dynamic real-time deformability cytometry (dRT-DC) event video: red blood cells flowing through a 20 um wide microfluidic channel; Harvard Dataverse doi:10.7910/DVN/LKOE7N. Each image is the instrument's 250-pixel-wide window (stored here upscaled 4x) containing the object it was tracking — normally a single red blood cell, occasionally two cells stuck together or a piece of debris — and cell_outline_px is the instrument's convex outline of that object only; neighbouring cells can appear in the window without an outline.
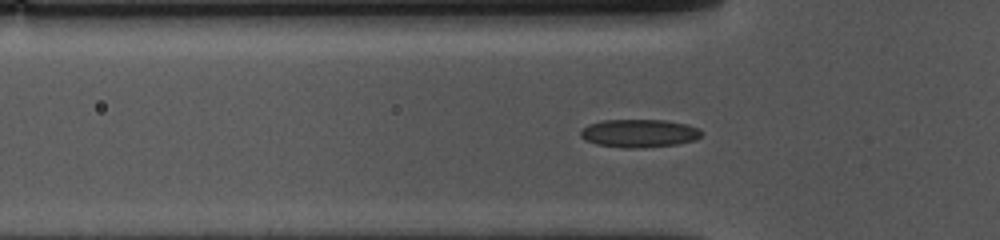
{"species": "common noctule bat (a hibernating species)", "species_latin": "Nyctalus noctula", "temperature_condition": "cold", "stored_images_in_passage": 45, "camera_frame_rate_fps": 3000, "um_per_image_px": 0.085, "animal": {"sex": "female", "body_mass_g": 10.0, "forearm_length_mm": 53.1}, "frame": {"image": 1, "passage_image": 14, "time_ms": 4.333, "image_size_px": [1000, 240], "cell_outline_px": [[704, 132], [696, 140], [676, 144], [636, 148], [624, 148], [596, 144], [584, 140], [580, 136], [580, 132], [588, 124], [600, 120], [664, 120], [688, 124], [700, 128]], "centroid_in_image_um": [54.34, 11.32], "position_along_channel_um": 71.5, "area_um2": 19.94}}
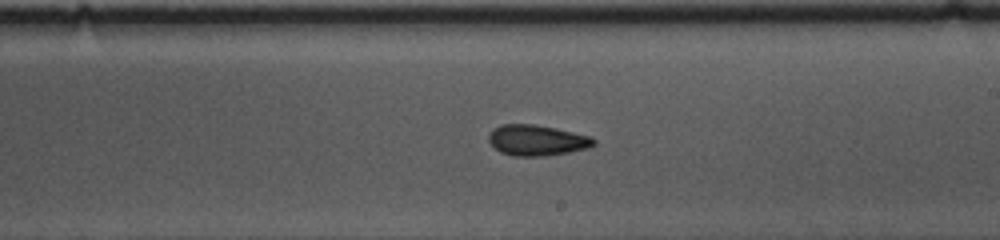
{"frame": {"image": 2, "passage_image": 28, "time_ms": 9.0, "image_size_px": [1000, 240], "cell_outline_px": [[596, 144], [588, 148], [568, 152], [540, 156], [512, 156], [500, 152], [488, 140], [488, 136], [492, 128], [500, 124], [532, 124], [556, 128], [592, 136], [596, 140]], "centroid_in_image_um": [45.63, 11.91], "position_along_channel_um": 243.4, "area_um2": 18.9}}
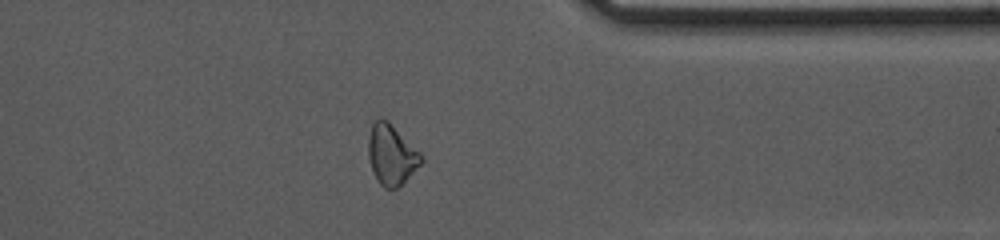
{"frame": {"image": 3, "passage_image": 40, "time_ms": 13.0, "image_size_px": [1000, 240], "cell_outline_px": [[424, 160], [396, 188], [384, 188], [380, 184], [372, 172], [368, 156], [368, 136], [372, 124], [380, 116], [388, 120], [424, 156]], "centroid_in_image_um": [33.24, 13.11], "position_along_channel_um": 378.2, "area_um2": 18.5}, "authors_computed_cell_mechanics": {"area_um2": 18.7272, "velocity_mm_per_s": 3.6605, "shape_relaxation_time_tau1_ms": null, "shape_relaxation_time_tau2_ms": 10.3283, "deformation_change_tau1": null, "deformation_change_tau2": 0.182}}